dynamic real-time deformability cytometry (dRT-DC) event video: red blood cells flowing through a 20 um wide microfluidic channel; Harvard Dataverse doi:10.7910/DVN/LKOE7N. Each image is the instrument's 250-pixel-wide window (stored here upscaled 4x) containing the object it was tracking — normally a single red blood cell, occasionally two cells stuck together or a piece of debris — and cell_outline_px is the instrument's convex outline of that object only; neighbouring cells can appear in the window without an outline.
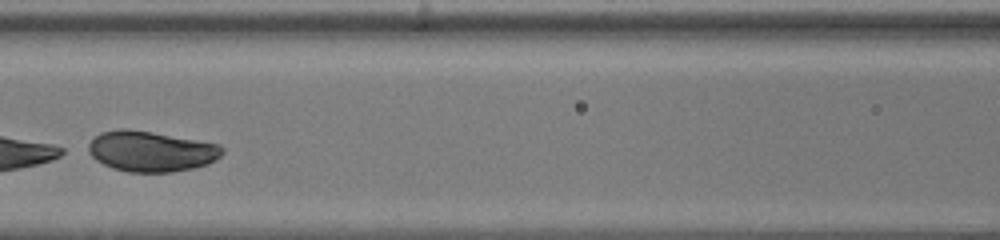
{"species": "human", "species_latin": "Homo sapiens", "temperature_condition": "warm", "stored_images_in_passage": 28, "segment_of_instrument_passage": [2, 2], "camera_frame_rate_fps": 3000, "um_per_image_px": 0.085, "donor": {"sex": "female"}, "frame": {"image": 1, "passage_image": 12, "time_ms": 3.667, "image_size_px": [1000, 240], "cell_outline_px": [[224, 152], [216, 160], [208, 164], [192, 168], [172, 172], [128, 172], [112, 168], [96, 160], [88, 152], [88, 144], [100, 132], [120, 128], [124, 128], [152, 132], [220, 144], [224, 148]], "centroid_in_image_um": [12.85, 12.86], "position_along_channel_um": 153.8, "area_um2": 31.67}}
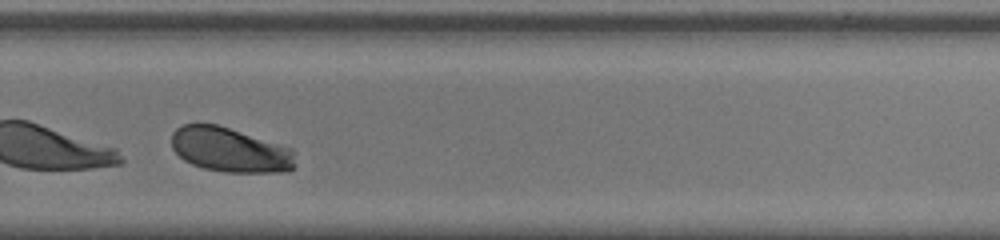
{"frame": {"image": 2, "passage_image": 23, "time_ms": 7.333, "image_size_px": [1000, 240], "cell_outline_px": [[296, 164], [288, 172], [224, 172], [204, 168], [192, 164], [184, 160], [172, 148], [172, 132], [176, 128], [184, 124], [216, 124], [292, 148], [296, 152]], "centroid_in_image_um": [19.58, 12.75], "position_along_channel_um": 310.2, "area_um2": 32.19}}
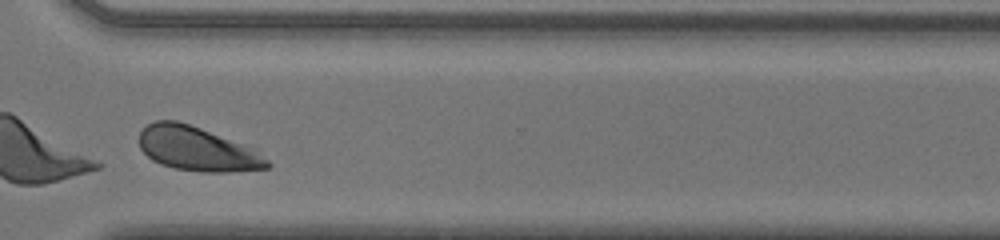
{"frame": {"image": 3, "passage_image": 26, "time_ms": 8.333, "image_size_px": [1000, 240], "cell_outline_px": [[272, 164], [268, 168], [228, 172], [204, 172], [176, 168], [160, 164], [152, 160], [140, 148], [140, 132], [148, 124], [156, 120], [176, 120], [200, 128], [244, 144], [268, 160]], "centroid_in_image_um": [16.74, 12.66], "position_along_channel_um": 353.9, "area_um2": 32.48}}